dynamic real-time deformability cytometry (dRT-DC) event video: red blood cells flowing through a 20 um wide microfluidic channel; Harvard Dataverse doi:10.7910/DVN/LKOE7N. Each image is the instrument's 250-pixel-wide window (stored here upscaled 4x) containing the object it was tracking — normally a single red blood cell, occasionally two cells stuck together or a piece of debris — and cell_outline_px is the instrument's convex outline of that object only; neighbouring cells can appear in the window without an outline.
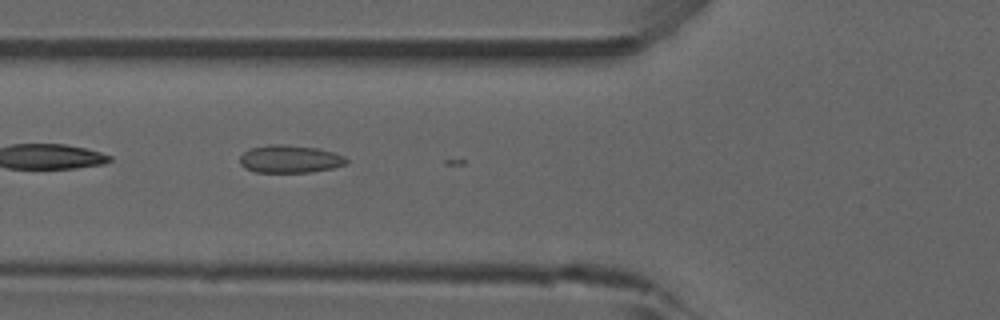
{"species": "common noctule bat (a hibernating species)", "species_latin": "Nyctalus noctula", "temperature_condition": "room temperature", "stored_images_in_passage": 5, "camera_frame_rate_fps": 3000, "um_per_image_px": 0.085, "animal": {"sex": "male", "forearm_length_mm": 52.5}, "frame": {"image": 1, "passage_image": 4, "time_ms": 1.0, "image_size_px": [1000, 320], "cell_outline_px": [[348, 160], [344, 164], [332, 168], [308, 172], [256, 172], [244, 168], [240, 164], [240, 156], [244, 152], [252, 148], [268, 144], [284, 144], [316, 148], [332, 152], [344, 156]], "centroid_in_image_um": [24.6, 13.51], "position_along_channel_um": 101.2, "area_um2": 17.05}}